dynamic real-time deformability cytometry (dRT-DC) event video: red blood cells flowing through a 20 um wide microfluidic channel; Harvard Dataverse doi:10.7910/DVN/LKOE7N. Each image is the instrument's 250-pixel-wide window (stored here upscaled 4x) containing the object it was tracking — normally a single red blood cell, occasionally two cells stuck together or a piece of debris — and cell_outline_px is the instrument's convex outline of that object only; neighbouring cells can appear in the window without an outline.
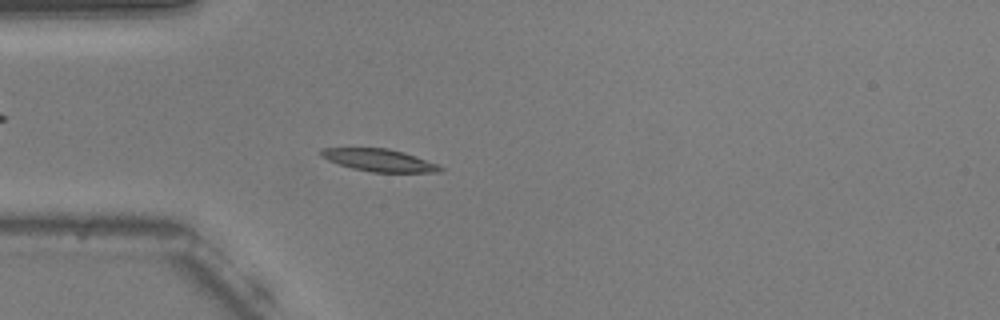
{"species": "common noctule bat (a hibernating species)", "species_latin": "Nyctalus noctula", "temperature_condition": "warm", "stored_images_in_passage": 54, "camera_frame_rate_fps": 3000, "um_per_image_px": 0.085, "animal": {"sex": "male", "body_mass_g": 20.5, "forearm_length_mm": 52.5}, "frame": {"image": 1, "passage_image": 15, "time_ms": 4.667, "image_size_px": [1000, 320], "cell_outline_px": [[444, 168], [440, 172], [372, 172], [352, 168], [328, 160], [320, 156], [320, 148], [388, 148], [404, 152], [436, 164]], "centroid_in_image_um": [32.2, 13.61], "position_along_channel_um": 52.8, "area_um2": 15.37}}
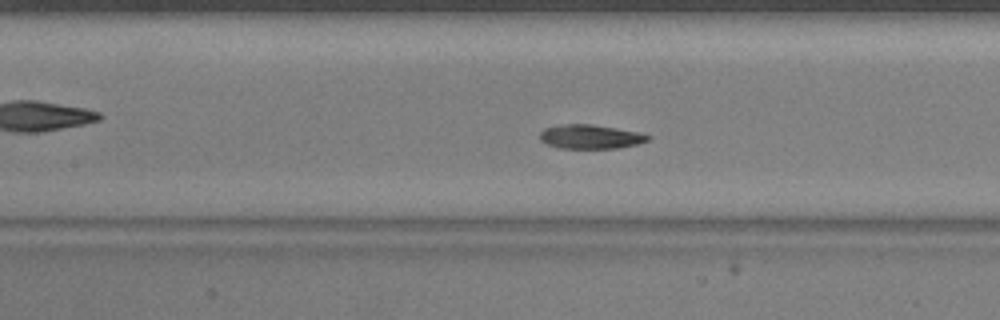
{"frame": {"image": 2, "passage_image": 24, "time_ms": 7.667, "image_size_px": [1000, 320], "cell_outline_px": [[652, 140], [636, 144], [616, 148], [560, 148], [548, 144], [540, 140], [540, 132], [544, 128], [564, 124], [592, 124], [640, 132], [652, 136]], "centroid_in_image_um": [50.23, 11.61], "position_along_channel_um": 157.2, "area_um2": 15.2}}
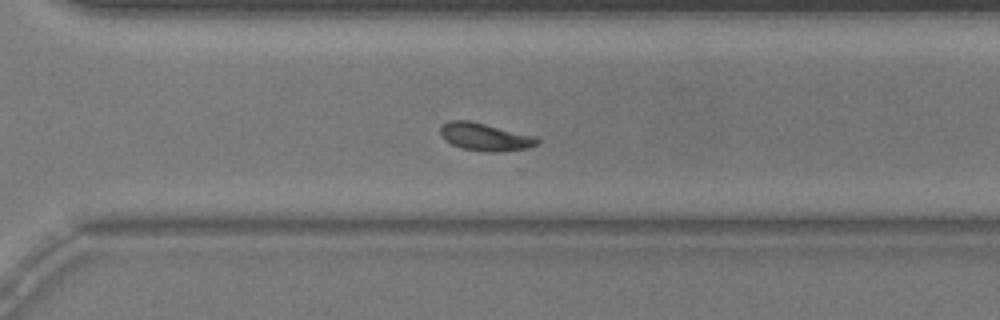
{"frame": {"image": 3, "passage_image": 38, "time_ms": 12.333, "image_size_px": [1000, 320], "cell_outline_px": [[540, 140], [536, 144], [528, 148], [496, 152], [492, 152], [460, 148], [444, 140], [440, 136], [440, 128], [448, 120], [468, 120], [536, 136]], "centroid_in_image_um": [41.2, 11.63], "position_along_channel_um": 329.4, "area_um2": 15.55}, "authors_computed_cell_mechanics": {"area_um2": 15.5482, "velocity_mm_per_s": 3.7047, "shape_relaxation_time_tau1_ms": 5.5486, "shape_relaxation_time_tau2_ms": 3.1415, "deformation_change_tau1": 0.1449, "deformation_change_tau2": 0.0782}}